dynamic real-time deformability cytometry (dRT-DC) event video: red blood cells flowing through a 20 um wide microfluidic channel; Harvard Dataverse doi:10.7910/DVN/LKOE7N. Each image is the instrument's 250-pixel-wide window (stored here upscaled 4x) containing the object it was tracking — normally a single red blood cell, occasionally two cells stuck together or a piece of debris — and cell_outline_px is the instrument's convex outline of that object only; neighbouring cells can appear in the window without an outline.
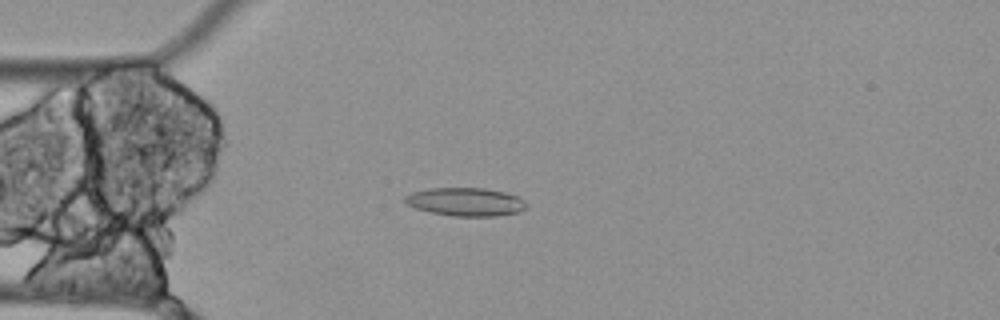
{"species": "Egyptian fruit bat (a non-hibernating species)", "species_latin": "Rousettus aegyptiacus", "temperature_condition": "cold", "stored_images_in_passage": 55, "camera_frame_rate_fps": 3000, "um_per_image_px": 0.085, "animal": {"sex": "female"}, "frame": {"image": 1, "passage_image": 15, "time_ms": 4.667, "image_size_px": [1000, 320], "cell_outline_px": [[528, 208], [520, 212], [496, 216], [452, 216], [432, 212], [416, 208], [408, 204], [404, 200], [404, 196], [412, 192], [428, 188], [484, 188], [504, 192], [516, 196], [524, 200], [528, 204]], "centroid_in_image_um": [39.61, 17.16], "position_along_channel_um": 45.4, "area_um2": 20.06}}
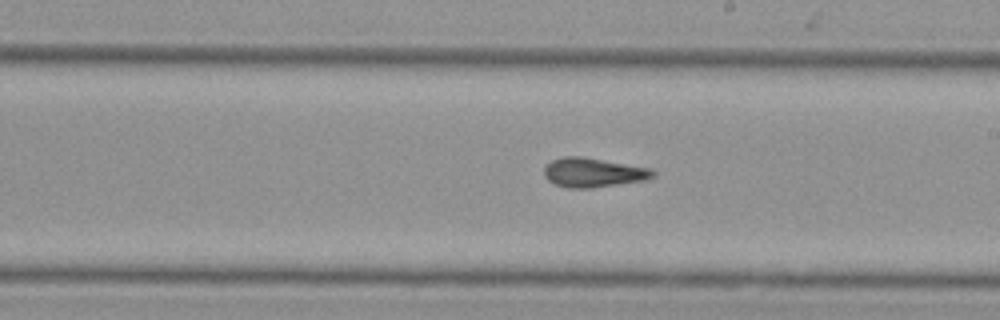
{"frame": {"image": 2, "passage_image": 32, "time_ms": 10.333, "image_size_px": [1000, 320], "cell_outline_px": [[656, 176], [648, 180], [592, 188], [568, 188], [556, 184], [548, 180], [544, 176], [544, 168], [552, 160], [564, 156], [584, 156], [652, 168], [656, 172]], "centroid_in_image_um": [50.48, 14.66], "position_along_channel_um": 238.5, "area_um2": 18.9}}
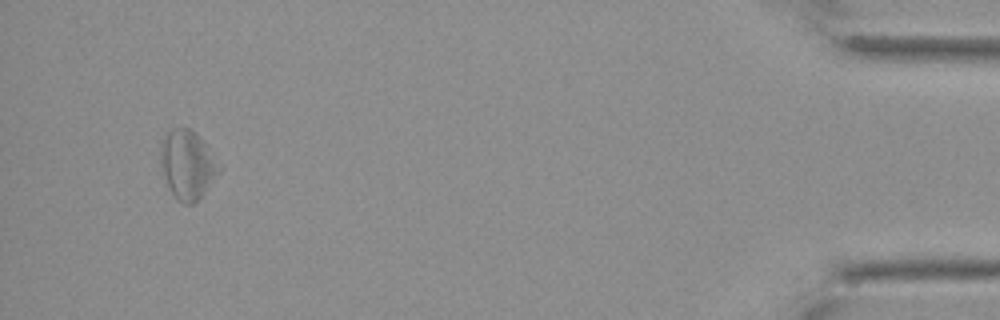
{"frame": {"image": 3, "passage_image": 54, "time_ms": 17.667, "image_size_px": [1000, 320], "cell_outline_px": [[220, 172], [204, 192], [192, 204], [184, 204], [172, 192], [168, 184], [160, 164], [160, 144], [164, 136], [172, 128], [180, 124], [196, 132], [220, 168]], "centroid_in_image_um": [15.89, 13.94], "position_along_channel_um": 419.3, "area_um2": 22.89}, "authors_computed_cell_mechanics": {"area_um2": 19.7676, "velocity_mm_per_s": 3.4783, "shape_relaxation_time_tau1_ms": null, "shape_relaxation_time_tau2_ms": 7.8813, "deformation_change_tau1": null, "deformation_change_tau2": 0.1691}}